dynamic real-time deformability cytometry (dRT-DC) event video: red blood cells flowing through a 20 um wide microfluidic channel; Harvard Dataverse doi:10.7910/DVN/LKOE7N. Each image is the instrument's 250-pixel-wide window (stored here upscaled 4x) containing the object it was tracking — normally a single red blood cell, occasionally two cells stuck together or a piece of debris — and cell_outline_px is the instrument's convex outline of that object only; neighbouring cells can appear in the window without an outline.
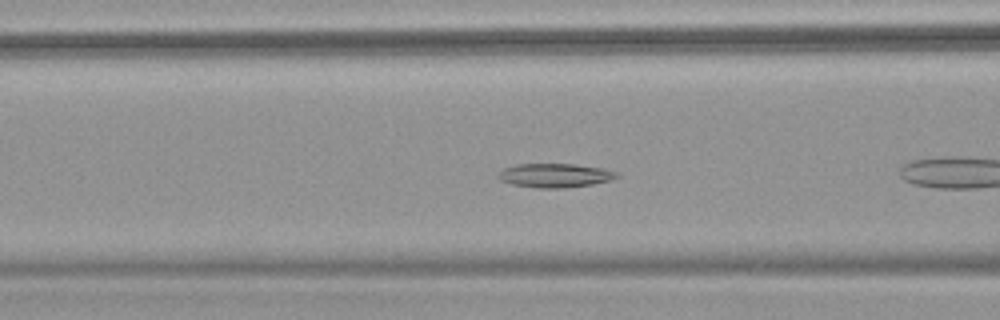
{"species": "common noctule bat (a hibernating species)", "species_latin": "Nyctalus noctula", "temperature_condition": "warm", "stored_images_in_passage": 38, "camera_frame_rate_fps": 3000, "um_per_image_px": 0.085, "animal": {"sex": "female", "body_mass_g": 18.4}, "frame": {"image": 1, "passage_image": 6, "time_ms": 1.667, "image_size_px": [1000, 320], "cell_outline_px": [[620, 176], [612, 180], [592, 184], [564, 188], [536, 188], [512, 184], [500, 180], [496, 176], [504, 168], [516, 164], [572, 164], [600, 168], [616, 172]], "centroid_in_image_um": [47.15, 14.92], "position_along_channel_um": 119.5, "area_um2": 16.47}}
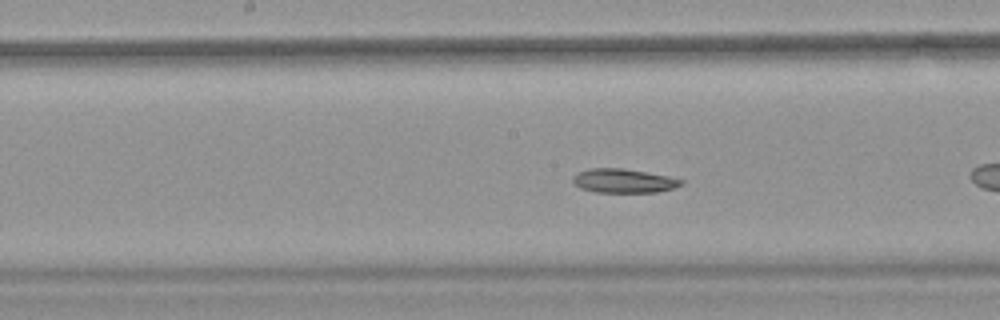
{"frame": {"image": 2, "passage_image": 12, "time_ms": 3.667, "image_size_px": [1000, 320], "cell_outline_px": [[684, 184], [676, 188], [656, 192], [596, 192], [580, 188], [572, 180], [572, 176], [576, 172], [588, 168], [624, 168], [668, 176], [684, 180]], "centroid_in_image_um": [53.01, 15.36], "position_along_channel_um": 195.2, "area_um2": 15.32}, "authors_computed_cell_mechanics": {"area_um2": 16.2707, "velocity_mm_per_s": 3.8002, "shape_relaxation_time_tau1_ms": 6.9221, "shape_relaxation_time_tau2_ms": 2.7842, "deformation_change_tau1": 0.1606, "deformation_change_tau2": 0.0892}}